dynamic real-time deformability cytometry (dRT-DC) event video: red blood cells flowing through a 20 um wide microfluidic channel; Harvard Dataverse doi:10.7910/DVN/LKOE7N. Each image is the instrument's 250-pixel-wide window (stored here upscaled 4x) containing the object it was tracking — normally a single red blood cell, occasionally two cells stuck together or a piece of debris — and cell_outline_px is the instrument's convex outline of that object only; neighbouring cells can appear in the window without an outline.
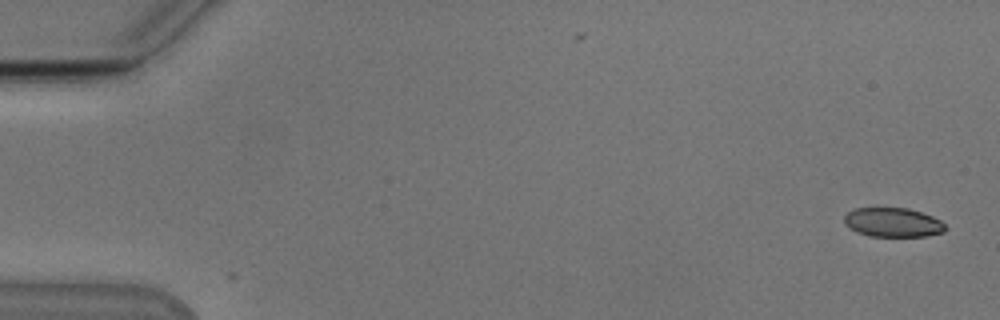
{"species": "Egyptian fruit bat (a non-hibernating species)", "species_latin": "Rousettus aegyptiacus", "temperature_condition": "cold", "stored_images_in_passage": 3, "camera_frame_rate_fps": 3000, "um_per_image_px": 0.085, "animal": {"sex": "male"}, "frame": {"image": 1, "passage_image": 1, "time_ms": 0.0, "image_size_px": [1000, 320], "cell_outline_px": [[948, 228], [944, 232], [928, 236], [868, 236], [856, 232], [848, 228], [844, 224], [844, 216], [848, 212], [856, 208], [908, 208], [932, 216], [940, 220]], "centroid_in_image_um": [75.89, 18.91], "position_along_channel_um": 9.1, "area_um2": 17.34}}